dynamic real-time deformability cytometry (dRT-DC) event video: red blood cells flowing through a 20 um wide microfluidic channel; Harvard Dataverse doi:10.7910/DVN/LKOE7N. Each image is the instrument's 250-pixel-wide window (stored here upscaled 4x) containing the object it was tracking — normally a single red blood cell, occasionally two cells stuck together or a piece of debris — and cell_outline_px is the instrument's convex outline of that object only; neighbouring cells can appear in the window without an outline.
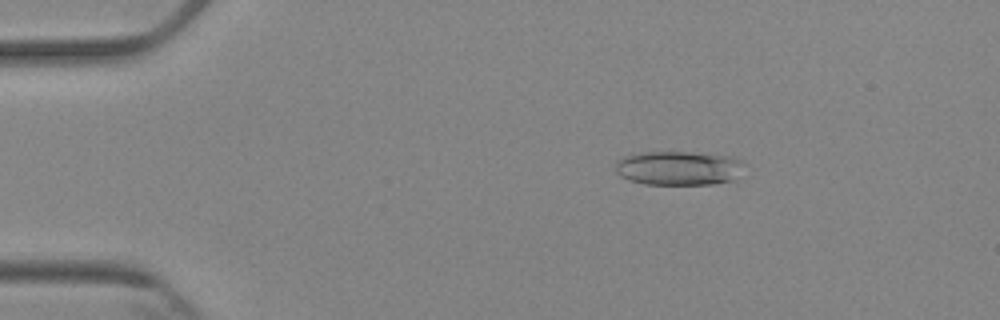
{"species": "Egyptian fruit bat (a non-hibernating species)", "species_latin": "Rousettus aegyptiacus", "temperature_condition": "cold", "stored_images_in_passage": 4, "camera_frame_rate_fps": 3000, "um_per_image_px": 0.085, "animal": {"sex": "female"}, "frame": {"image": 1, "passage_image": 3, "time_ms": 2.333, "image_size_px": [1000, 320], "cell_outline_px": [[744, 164], [736, 180], [712, 184], [644, 184], [628, 180], [620, 176], [616, 172], [616, 160], [624, 156], [640, 152], [688, 152], [732, 156], [740, 160]], "centroid_in_image_um": [57.67, 14.29], "position_along_channel_um": 27.3, "area_um2": 25.84}}